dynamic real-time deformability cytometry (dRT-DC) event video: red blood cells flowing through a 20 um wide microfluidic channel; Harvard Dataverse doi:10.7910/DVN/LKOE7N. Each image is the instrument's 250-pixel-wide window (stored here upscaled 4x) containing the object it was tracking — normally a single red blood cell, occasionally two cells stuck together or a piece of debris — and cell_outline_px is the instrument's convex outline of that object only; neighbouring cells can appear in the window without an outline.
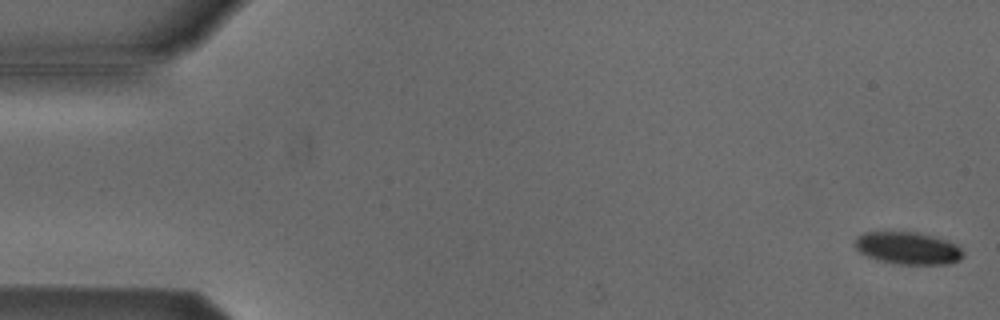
{"species": "Egyptian fruit bat (a non-hibernating species)", "species_latin": "Rousettus aegyptiacus", "temperature_condition": "cold", "stored_images_in_passage": 54, "camera_frame_rate_fps": 3000, "um_per_image_px": 0.085, "animal": {"sex": "male"}, "frame": {"image": 1, "passage_image": 1, "time_ms": 0.0, "image_size_px": [1000, 320], "cell_outline_px": [[964, 256], [960, 260], [948, 264], [900, 264], [876, 260], [860, 252], [856, 248], [856, 236], [864, 232], [916, 232], [948, 240], [956, 244], [964, 252]], "centroid_in_image_um": [77.2, 21.09], "position_along_channel_um": 7.8, "area_um2": 20.4}}
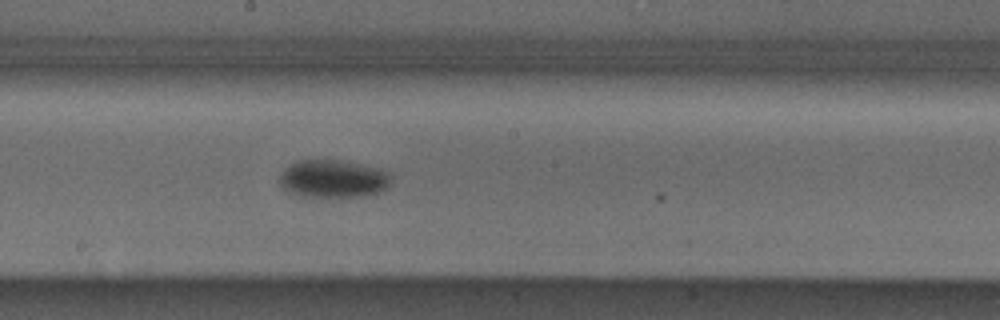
{"frame": {"image": 2, "passage_image": 29, "time_ms": 9.333, "image_size_px": [1000, 320], "cell_outline_px": [[392, 184], [388, 188], [380, 192], [364, 196], [304, 196], [288, 192], [280, 184], [280, 176], [284, 168], [300, 160], [340, 160], [380, 168], [388, 172], [392, 176]], "centroid_in_image_um": [28.38, 15.19], "position_along_channel_um": 219.8, "area_um2": 24.62}}
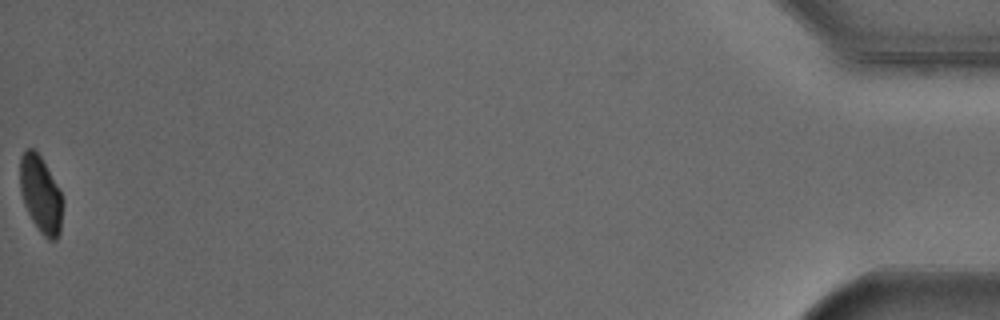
{"frame": {"image": 3, "passage_image": 54, "time_ms": 17.667, "image_size_px": [1000, 320], "cell_outline_px": [[64, 204], [60, 232], [56, 240], [48, 240], [40, 232], [32, 220], [24, 204], [20, 192], [20, 156], [28, 148], [32, 148], [40, 156], [60, 192], [64, 200]], "centroid_in_image_um": [3.47, 16.57], "position_along_channel_um": 431.7, "area_um2": 19.02}, "authors_computed_cell_mechanics": {"area_um2": 21.9062, "velocity_mm_per_s": 3.8071, "shape_relaxation_time_tau1_ms": 2.4866, "shape_relaxation_time_tau2_ms": null, "deformation_change_tau1": 0.0815, "deformation_change_tau2": null}}